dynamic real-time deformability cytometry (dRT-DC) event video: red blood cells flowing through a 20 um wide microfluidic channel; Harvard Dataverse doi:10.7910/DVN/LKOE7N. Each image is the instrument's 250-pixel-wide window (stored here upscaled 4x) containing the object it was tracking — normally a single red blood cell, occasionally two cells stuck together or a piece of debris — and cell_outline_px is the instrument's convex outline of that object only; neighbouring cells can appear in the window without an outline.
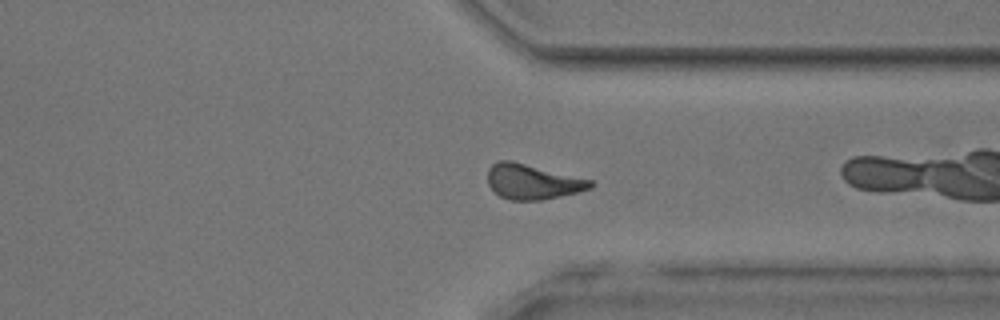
{"species": "common noctule bat (a hibernating species)", "species_latin": "Nyctalus noctula", "temperature_condition": "room temperature", "stored_images_in_passage": 48, "camera_frame_rate_fps": 3000, "um_per_image_px": 0.085, "animal": {"sex": "male", "body_mass_g": 17.9, "forearm_length_mm": 54.2}, "frame": {"image": 1, "passage_image": 35, "time_ms": 11.333, "image_size_px": [1000, 320], "cell_outline_px": [[596, 184], [592, 188], [560, 196], [540, 200], [512, 200], [500, 196], [488, 184], [488, 168], [492, 164], [500, 160], [512, 160], [592, 180]], "centroid_in_image_um": [45.27, 15.43], "position_along_channel_um": 366.1, "area_um2": 20.92}, "authors_computed_cell_mechanics": {"area_um2": 20.9525, "velocity_mm_per_s": 4.0659, "shape_relaxation_time_tau1_ms": 5.7948, "shape_relaxation_time_tau2_ms": 4.322, "deformation_change_tau1": 0.1982, "deformation_change_tau2": 0.1472}}